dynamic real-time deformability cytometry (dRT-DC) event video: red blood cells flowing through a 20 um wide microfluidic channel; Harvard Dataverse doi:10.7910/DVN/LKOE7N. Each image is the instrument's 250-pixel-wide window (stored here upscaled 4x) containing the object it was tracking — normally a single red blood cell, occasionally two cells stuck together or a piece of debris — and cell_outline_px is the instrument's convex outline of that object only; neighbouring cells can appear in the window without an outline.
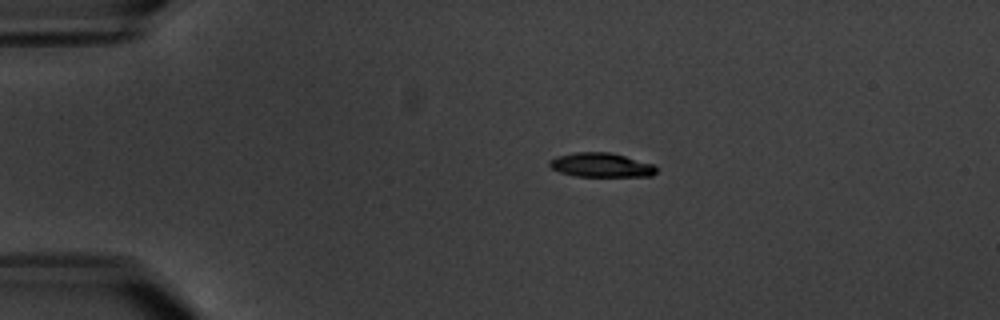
{"species": "common noctule bat (a hibernating species)", "species_latin": "Nyctalus noctula", "temperature_condition": "warm", "stored_images_in_passage": 9, "camera_frame_rate_fps": 3000, "um_per_image_px": 0.085, "animal": {"sex": "male", "body_mass_g": 20.1, "forearm_length_mm": 53.5}, "frame": {"image": 1, "passage_image": 3, "time_ms": 2.333, "image_size_px": [1000, 320], "cell_outline_px": [[656, 172], [652, 176], [576, 176], [560, 172], [552, 168], [548, 164], [548, 160], [556, 156], [576, 152], [612, 152], [652, 164], [656, 168]], "centroid_in_image_um": [51.06, 14.02], "position_along_channel_um": 33.9, "area_um2": 15.03}}
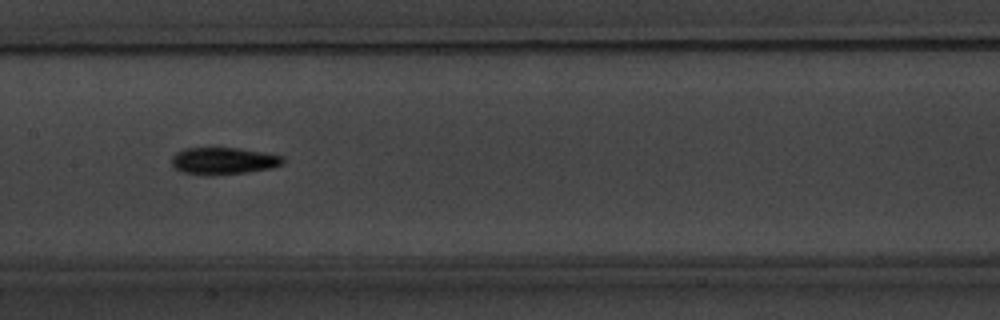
{"frame": {"image": 2, "passage_image": 8, "time_ms": 8.333, "image_size_px": [1000, 320], "cell_outline_px": [[284, 164], [272, 168], [248, 172], [212, 176], [208, 176], [184, 172], [172, 168], [172, 156], [176, 152], [184, 148], [240, 148], [264, 152], [284, 156]], "centroid_in_image_um": [19.0, 13.68], "position_along_channel_um": 188.4, "area_um2": 17.86}}
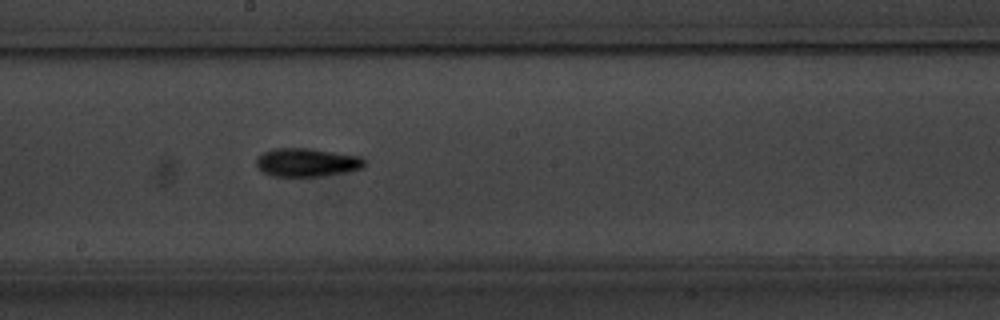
{"frame": {"image": 3, "passage_image": 9, "time_ms": 9.333, "image_size_px": [1000, 320], "cell_outline_px": [[364, 164], [360, 168], [344, 172], [324, 176], [272, 176], [260, 172], [256, 164], [256, 160], [264, 152], [276, 148], [308, 148], [360, 156], [364, 160]], "centroid_in_image_um": [26.03, 13.81], "position_along_channel_um": 222.2, "area_um2": 17.74}}